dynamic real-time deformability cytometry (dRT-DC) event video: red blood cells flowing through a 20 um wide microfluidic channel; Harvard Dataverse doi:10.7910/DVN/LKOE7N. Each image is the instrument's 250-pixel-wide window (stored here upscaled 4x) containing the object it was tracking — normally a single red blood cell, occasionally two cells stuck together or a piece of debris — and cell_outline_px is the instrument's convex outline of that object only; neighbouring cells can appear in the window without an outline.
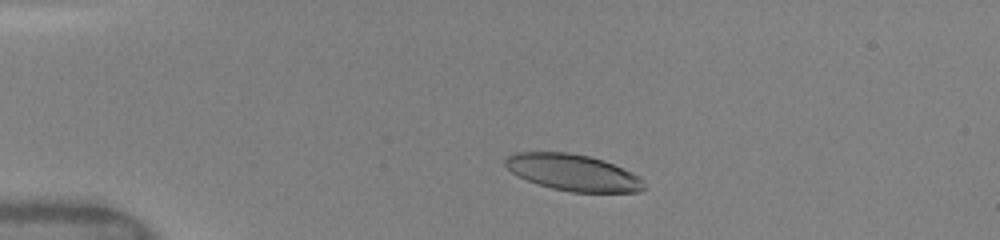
{"species": "human", "species_latin": "Homo sapiens", "temperature_condition": "warm", "stored_images_in_passage": 42, "camera_frame_rate_fps": 3000, "um_per_image_px": 0.085, "donor": {"sex": "female"}, "frame": {"image": 1, "passage_image": 7, "time_ms": 2.0, "image_size_px": [1000, 240], "cell_outline_px": [[644, 188], [640, 192], [572, 192], [552, 188], [528, 180], [512, 172], [504, 164], [504, 160], [508, 156], [516, 152], [568, 152], [588, 156], [604, 160], [632, 172], [640, 176], [644, 184]], "centroid_in_image_um": [48.73, 14.66], "position_along_channel_um": 36.3, "area_um2": 29.3}}
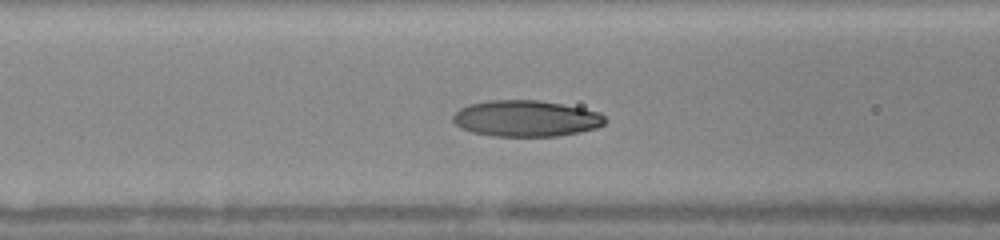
{"frame": {"image": 2, "passage_image": 17, "time_ms": 5.333, "image_size_px": [1000, 240], "cell_outline_px": [[604, 124], [596, 128], [580, 132], [556, 136], [492, 136], [472, 132], [460, 128], [452, 120], [452, 116], [460, 108], [468, 104], [488, 100], [536, 100], [560, 104], [600, 112], [604, 116]], "centroid_in_image_um": [44.67, 10.07], "position_along_channel_um": 121.9, "area_um2": 32.02}}
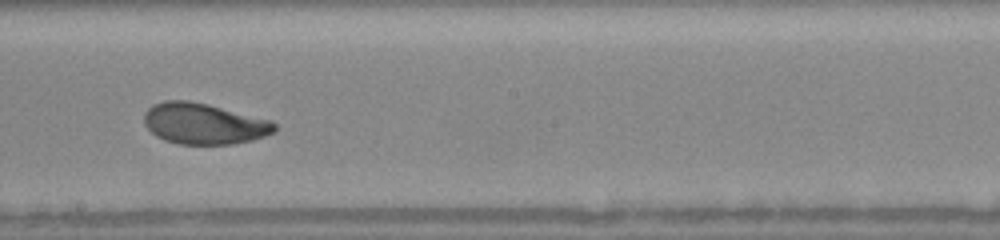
{"frame": {"image": 3, "passage_image": 26, "time_ms": 8.0, "image_size_px": [1000, 240], "cell_outline_px": [[276, 132], [252, 140], [232, 144], [180, 144], [164, 140], [156, 136], [144, 124], [144, 112], [152, 104], [164, 100], [188, 100], [208, 104], [272, 120], [276, 124]], "centroid_in_image_um": [17.33, 10.5], "position_along_channel_um": 230.9, "area_um2": 31.39}}